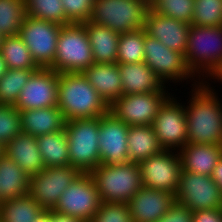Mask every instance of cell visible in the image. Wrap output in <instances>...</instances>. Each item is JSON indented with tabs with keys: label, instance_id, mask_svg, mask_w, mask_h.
<instances>
[{
	"label": "cell",
	"instance_id": "obj_1",
	"mask_svg": "<svg viewBox=\"0 0 222 222\" xmlns=\"http://www.w3.org/2000/svg\"><path fill=\"white\" fill-rule=\"evenodd\" d=\"M215 87L204 81L187 92L188 143L222 145V99Z\"/></svg>",
	"mask_w": 222,
	"mask_h": 222
},
{
	"label": "cell",
	"instance_id": "obj_2",
	"mask_svg": "<svg viewBox=\"0 0 222 222\" xmlns=\"http://www.w3.org/2000/svg\"><path fill=\"white\" fill-rule=\"evenodd\" d=\"M58 108L65 121L99 118L109 106L81 72L59 73Z\"/></svg>",
	"mask_w": 222,
	"mask_h": 222
},
{
	"label": "cell",
	"instance_id": "obj_3",
	"mask_svg": "<svg viewBox=\"0 0 222 222\" xmlns=\"http://www.w3.org/2000/svg\"><path fill=\"white\" fill-rule=\"evenodd\" d=\"M184 58L190 71L207 81L222 64V26L191 25Z\"/></svg>",
	"mask_w": 222,
	"mask_h": 222
},
{
	"label": "cell",
	"instance_id": "obj_4",
	"mask_svg": "<svg viewBox=\"0 0 222 222\" xmlns=\"http://www.w3.org/2000/svg\"><path fill=\"white\" fill-rule=\"evenodd\" d=\"M89 174L102 202L128 203L143 186L138 163L100 164Z\"/></svg>",
	"mask_w": 222,
	"mask_h": 222
},
{
	"label": "cell",
	"instance_id": "obj_5",
	"mask_svg": "<svg viewBox=\"0 0 222 222\" xmlns=\"http://www.w3.org/2000/svg\"><path fill=\"white\" fill-rule=\"evenodd\" d=\"M99 118L72 119L65 123L70 166L90 173L100 165Z\"/></svg>",
	"mask_w": 222,
	"mask_h": 222
},
{
	"label": "cell",
	"instance_id": "obj_6",
	"mask_svg": "<svg viewBox=\"0 0 222 222\" xmlns=\"http://www.w3.org/2000/svg\"><path fill=\"white\" fill-rule=\"evenodd\" d=\"M56 46L54 62L49 69L58 73H82L95 63L83 23L62 25Z\"/></svg>",
	"mask_w": 222,
	"mask_h": 222
},
{
	"label": "cell",
	"instance_id": "obj_7",
	"mask_svg": "<svg viewBox=\"0 0 222 222\" xmlns=\"http://www.w3.org/2000/svg\"><path fill=\"white\" fill-rule=\"evenodd\" d=\"M149 0H94L89 21L124 34L145 26Z\"/></svg>",
	"mask_w": 222,
	"mask_h": 222
},
{
	"label": "cell",
	"instance_id": "obj_8",
	"mask_svg": "<svg viewBox=\"0 0 222 222\" xmlns=\"http://www.w3.org/2000/svg\"><path fill=\"white\" fill-rule=\"evenodd\" d=\"M144 62L163 81L165 85L169 82L176 85L190 84V87L201 81L187 67L184 54L171 50L161 41L150 37L144 29ZM191 80V81H190ZM181 82V83H180Z\"/></svg>",
	"mask_w": 222,
	"mask_h": 222
},
{
	"label": "cell",
	"instance_id": "obj_9",
	"mask_svg": "<svg viewBox=\"0 0 222 222\" xmlns=\"http://www.w3.org/2000/svg\"><path fill=\"white\" fill-rule=\"evenodd\" d=\"M168 85L160 92L122 95L109 106V113L126 125H152L159 109L172 95Z\"/></svg>",
	"mask_w": 222,
	"mask_h": 222
},
{
	"label": "cell",
	"instance_id": "obj_10",
	"mask_svg": "<svg viewBox=\"0 0 222 222\" xmlns=\"http://www.w3.org/2000/svg\"><path fill=\"white\" fill-rule=\"evenodd\" d=\"M176 96L165 101L151 125L164 150L179 151L188 144L185 104Z\"/></svg>",
	"mask_w": 222,
	"mask_h": 222
},
{
	"label": "cell",
	"instance_id": "obj_11",
	"mask_svg": "<svg viewBox=\"0 0 222 222\" xmlns=\"http://www.w3.org/2000/svg\"><path fill=\"white\" fill-rule=\"evenodd\" d=\"M62 25L26 15L19 36L29 48L40 68H49L57 52V40Z\"/></svg>",
	"mask_w": 222,
	"mask_h": 222
},
{
	"label": "cell",
	"instance_id": "obj_12",
	"mask_svg": "<svg viewBox=\"0 0 222 222\" xmlns=\"http://www.w3.org/2000/svg\"><path fill=\"white\" fill-rule=\"evenodd\" d=\"M81 172L70 165L44 167L29 179L28 194L44 209L53 210L62 193Z\"/></svg>",
	"mask_w": 222,
	"mask_h": 222
},
{
	"label": "cell",
	"instance_id": "obj_13",
	"mask_svg": "<svg viewBox=\"0 0 222 222\" xmlns=\"http://www.w3.org/2000/svg\"><path fill=\"white\" fill-rule=\"evenodd\" d=\"M175 202L191 212L222 209V192L211 176L181 171Z\"/></svg>",
	"mask_w": 222,
	"mask_h": 222
},
{
	"label": "cell",
	"instance_id": "obj_14",
	"mask_svg": "<svg viewBox=\"0 0 222 222\" xmlns=\"http://www.w3.org/2000/svg\"><path fill=\"white\" fill-rule=\"evenodd\" d=\"M102 201L89 173H81L62 193L53 211L90 222Z\"/></svg>",
	"mask_w": 222,
	"mask_h": 222
},
{
	"label": "cell",
	"instance_id": "obj_15",
	"mask_svg": "<svg viewBox=\"0 0 222 222\" xmlns=\"http://www.w3.org/2000/svg\"><path fill=\"white\" fill-rule=\"evenodd\" d=\"M138 165L143 186L176 194L182 171L178 151L163 150Z\"/></svg>",
	"mask_w": 222,
	"mask_h": 222
},
{
	"label": "cell",
	"instance_id": "obj_16",
	"mask_svg": "<svg viewBox=\"0 0 222 222\" xmlns=\"http://www.w3.org/2000/svg\"><path fill=\"white\" fill-rule=\"evenodd\" d=\"M59 73L40 68L35 71L23 87L15 103L19 111L56 107L58 103Z\"/></svg>",
	"mask_w": 222,
	"mask_h": 222
},
{
	"label": "cell",
	"instance_id": "obj_17",
	"mask_svg": "<svg viewBox=\"0 0 222 222\" xmlns=\"http://www.w3.org/2000/svg\"><path fill=\"white\" fill-rule=\"evenodd\" d=\"M128 130V125L116 119L109 112L100 117L98 138L100 164L129 162L127 144Z\"/></svg>",
	"mask_w": 222,
	"mask_h": 222
},
{
	"label": "cell",
	"instance_id": "obj_18",
	"mask_svg": "<svg viewBox=\"0 0 222 222\" xmlns=\"http://www.w3.org/2000/svg\"><path fill=\"white\" fill-rule=\"evenodd\" d=\"M191 25L154 13L150 8L145 18L146 34L161 41L171 50L185 54Z\"/></svg>",
	"mask_w": 222,
	"mask_h": 222
},
{
	"label": "cell",
	"instance_id": "obj_19",
	"mask_svg": "<svg viewBox=\"0 0 222 222\" xmlns=\"http://www.w3.org/2000/svg\"><path fill=\"white\" fill-rule=\"evenodd\" d=\"M175 203V195L142 186L128 202L133 222H156Z\"/></svg>",
	"mask_w": 222,
	"mask_h": 222
},
{
	"label": "cell",
	"instance_id": "obj_20",
	"mask_svg": "<svg viewBox=\"0 0 222 222\" xmlns=\"http://www.w3.org/2000/svg\"><path fill=\"white\" fill-rule=\"evenodd\" d=\"M4 154L29 177L38 174L45 167L38 149L37 137L22 131L4 146Z\"/></svg>",
	"mask_w": 222,
	"mask_h": 222
},
{
	"label": "cell",
	"instance_id": "obj_21",
	"mask_svg": "<svg viewBox=\"0 0 222 222\" xmlns=\"http://www.w3.org/2000/svg\"><path fill=\"white\" fill-rule=\"evenodd\" d=\"M82 73L108 106L123 95L117 63H94Z\"/></svg>",
	"mask_w": 222,
	"mask_h": 222
},
{
	"label": "cell",
	"instance_id": "obj_22",
	"mask_svg": "<svg viewBox=\"0 0 222 222\" xmlns=\"http://www.w3.org/2000/svg\"><path fill=\"white\" fill-rule=\"evenodd\" d=\"M123 95L160 92L166 85L145 63H117Z\"/></svg>",
	"mask_w": 222,
	"mask_h": 222
},
{
	"label": "cell",
	"instance_id": "obj_23",
	"mask_svg": "<svg viewBox=\"0 0 222 222\" xmlns=\"http://www.w3.org/2000/svg\"><path fill=\"white\" fill-rule=\"evenodd\" d=\"M178 152L183 171L211 176L222 157V145L188 143Z\"/></svg>",
	"mask_w": 222,
	"mask_h": 222
},
{
	"label": "cell",
	"instance_id": "obj_24",
	"mask_svg": "<svg viewBox=\"0 0 222 222\" xmlns=\"http://www.w3.org/2000/svg\"><path fill=\"white\" fill-rule=\"evenodd\" d=\"M19 113L21 131L35 137L61 131L65 127L66 121L58 106L23 110Z\"/></svg>",
	"mask_w": 222,
	"mask_h": 222
},
{
	"label": "cell",
	"instance_id": "obj_25",
	"mask_svg": "<svg viewBox=\"0 0 222 222\" xmlns=\"http://www.w3.org/2000/svg\"><path fill=\"white\" fill-rule=\"evenodd\" d=\"M83 24L89 37L95 63H116L120 34L91 21Z\"/></svg>",
	"mask_w": 222,
	"mask_h": 222
},
{
	"label": "cell",
	"instance_id": "obj_26",
	"mask_svg": "<svg viewBox=\"0 0 222 222\" xmlns=\"http://www.w3.org/2000/svg\"><path fill=\"white\" fill-rule=\"evenodd\" d=\"M127 144L129 162L133 163H139L164 150L151 125L129 126Z\"/></svg>",
	"mask_w": 222,
	"mask_h": 222
},
{
	"label": "cell",
	"instance_id": "obj_27",
	"mask_svg": "<svg viewBox=\"0 0 222 222\" xmlns=\"http://www.w3.org/2000/svg\"><path fill=\"white\" fill-rule=\"evenodd\" d=\"M30 177L6 154L0 156V203L28 194Z\"/></svg>",
	"mask_w": 222,
	"mask_h": 222
},
{
	"label": "cell",
	"instance_id": "obj_28",
	"mask_svg": "<svg viewBox=\"0 0 222 222\" xmlns=\"http://www.w3.org/2000/svg\"><path fill=\"white\" fill-rule=\"evenodd\" d=\"M37 142L45 167L70 165L68 140L64 129L40 135Z\"/></svg>",
	"mask_w": 222,
	"mask_h": 222
},
{
	"label": "cell",
	"instance_id": "obj_29",
	"mask_svg": "<svg viewBox=\"0 0 222 222\" xmlns=\"http://www.w3.org/2000/svg\"><path fill=\"white\" fill-rule=\"evenodd\" d=\"M44 209L29 194L0 203V222H34Z\"/></svg>",
	"mask_w": 222,
	"mask_h": 222
},
{
	"label": "cell",
	"instance_id": "obj_30",
	"mask_svg": "<svg viewBox=\"0 0 222 222\" xmlns=\"http://www.w3.org/2000/svg\"><path fill=\"white\" fill-rule=\"evenodd\" d=\"M0 54L7 69H40L19 35L3 37Z\"/></svg>",
	"mask_w": 222,
	"mask_h": 222
},
{
	"label": "cell",
	"instance_id": "obj_31",
	"mask_svg": "<svg viewBox=\"0 0 222 222\" xmlns=\"http://www.w3.org/2000/svg\"><path fill=\"white\" fill-rule=\"evenodd\" d=\"M39 69H7L0 78V104L15 105L31 75Z\"/></svg>",
	"mask_w": 222,
	"mask_h": 222
},
{
	"label": "cell",
	"instance_id": "obj_32",
	"mask_svg": "<svg viewBox=\"0 0 222 222\" xmlns=\"http://www.w3.org/2000/svg\"><path fill=\"white\" fill-rule=\"evenodd\" d=\"M25 16L24 0H0V35H19Z\"/></svg>",
	"mask_w": 222,
	"mask_h": 222
},
{
	"label": "cell",
	"instance_id": "obj_33",
	"mask_svg": "<svg viewBox=\"0 0 222 222\" xmlns=\"http://www.w3.org/2000/svg\"><path fill=\"white\" fill-rule=\"evenodd\" d=\"M144 62V28L120 34L116 63Z\"/></svg>",
	"mask_w": 222,
	"mask_h": 222
},
{
	"label": "cell",
	"instance_id": "obj_34",
	"mask_svg": "<svg viewBox=\"0 0 222 222\" xmlns=\"http://www.w3.org/2000/svg\"><path fill=\"white\" fill-rule=\"evenodd\" d=\"M26 15L68 25L71 22L66 18L62 0H24Z\"/></svg>",
	"mask_w": 222,
	"mask_h": 222
},
{
	"label": "cell",
	"instance_id": "obj_35",
	"mask_svg": "<svg viewBox=\"0 0 222 222\" xmlns=\"http://www.w3.org/2000/svg\"><path fill=\"white\" fill-rule=\"evenodd\" d=\"M195 0H149V8L156 14L191 24Z\"/></svg>",
	"mask_w": 222,
	"mask_h": 222
},
{
	"label": "cell",
	"instance_id": "obj_36",
	"mask_svg": "<svg viewBox=\"0 0 222 222\" xmlns=\"http://www.w3.org/2000/svg\"><path fill=\"white\" fill-rule=\"evenodd\" d=\"M190 25L222 26V0H195L194 14Z\"/></svg>",
	"mask_w": 222,
	"mask_h": 222
},
{
	"label": "cell",
	"instance_id": "obj_37",
	"mask_svg": "<svg viewBox=\"0 0 222 222\" xmlns=\"http://www.w3.org/2000/svg\"><path fill=\"white\" fill-rule=\"evenodd\" d=\"M20 132L19 110L13 105L0 104V143L5 146Z\"/></svg>",
	"mask_w": 222,
	"mask_h": 222
},
{
	"label": "cell",
	"instance_id": "obj_38",
	"mask_svg": "<svg viewBox=\"0 0 222 222\" xmlns=\"http://www.w3.org/2000/svg\"><path fill=\"white\" fill-rule=\"evenodd\" d=\"M90 222H133L128 203L102 202Z\"/></svg>",
	"mask_w": 222,
	"mask_h": 222
},
{
	"label": "cell",
	"instance_id": "obj_39",
	"mask_svg": "<svg viewBox=\"0 0 222 222\" xmlns=\"http://www.w3.org/2000/svg\"><path fill=\"white\" fill-rule=\"evenodd\" d=\"M66 18L71 23H83L89 21L94 0H62Z\"/></svg>",
	"mask_w": 222,
	"mask_h": 222
},
{
	"label": "cell",
	"instance_id": "obj_40",
	"mask_svg": "<svg viewBox=\"0 0 222 222\" xmlns=\"http://www.w3.org/2000/svg\"><path fill=\"white\" fill-rule=\"evenodd\" d=\"M193 214L186 207L175 202L156 222H192Z\"/></svg>",
	"mask_w": 222,
	"mask_h": 222
},
{
	"label": "cell",
	"instance_id": "obj_41",
	"mask_svg": "<svg viewBox=\"0 0 222 222\" xmlns=\"http://www.w3.org/2000/svg\"><path fill=\"white\" fill-rule=\"evenodd\" d=\"M192 214V222H222V209L197 210Z\"/></svg>",
	"mask_w": 222,
	"mask_h": 222
},
{
	"label": "cell",
	"instance_id": "obj_42",
	"mask_svg": "<svg viewBox=\"0 0 222 222\" xmlns=\"http://www.w3.org/2000/svg\"><path fill=\"white\" fill-rule=\"evenodd\" d=\"M211 178L222 192V157L219 159L215 168L213 169Z\"/></svg>",
	"mask_w": 222,
	"mask_h": 222
},
{
	"label": "cell",
	"instance_id": "obj_43",
	"mask_svg": "<svg viewBox=\"0 0 222 222\" xmlns=\"http://www.w3.org/2000/svg\"><path fill=\"white\" fill-rule=\"evenodd\" d=\"M51 222H83L81 219L51 210Z\"/></svg>",
	"mask_w": 222,
	"mask_h": 222
},
{
	"label": "cell",
	"instance_id": "obj_44",
	"mask_svg": "<svg viewBox=\"0 0 222 222\" xmlns=\"http://www.w3.org/2000/svg\"><path fill=\"white\" fill-rule=\"evenodd\" d=\"M213 79V81H212ZM211 83H210V82ZM209 85H212V82L216 84L217 82L222 84V64L221 66L211 75V77L206 81ZM216 82V83H215Z\"/></svg>",
	"mask_w": 222,
	"mask_h": 222
},
{
	"label": "cell",
	"instance_id": "obj_45",
	"mask_svg": "<svg viewBox=\"0 0 222 222\" xmlns=\"http://www.w3.org/2000/svg\"><path fill=\"white\" fill-rule=\"evenodd\" d=\"M34 222H51V210H44L34 219Z\"/></svg>",
	"mask_w": 222,
	"mask_h": 222
},
{
	"label": "cell",
	"instance_id": "obj_46",
	"mask_svg": "<svg viewBox=\"0 0 222 222\" xmlns=\"http://www.w3.org/2000/svg\"><path fill=\"white\" fill-rule=\"evenodd\" d=\"M7 71V65L5 60L3 59L2 55L0 54V78L5 74Z\"/></svg>",
	"mask_w": 222,
	"mask_h": 222
},
{
	"label": "cell",
	"instance_id": "obj_47",
	"mask_svg": "<svg viewBox=\"0 0 222 222\" xmlns=\"http://www.w3.org/2000/svg\"><path fill=\"white\" fill-rule=\"evenodd\" d=\"M4 153V146L0 143V156Z\"/></svg>",
	"mask_w": 222,
	"mask_h": 222
},
{
	"label": "cell",
	"instance_id": "obj_48",
	"mask_svg": "<svg viewBox=\"0 0 222 222\" xmlns=\"http://www.w3.org/2000/svg\"><path fill=\"white\" fill-rule=\"evenodd\" d=\"M3 36L0 35V46L2 44Z\"/></svg>",
	"mask_w": 222,
	"mask_h": 222
}]
</instances>
